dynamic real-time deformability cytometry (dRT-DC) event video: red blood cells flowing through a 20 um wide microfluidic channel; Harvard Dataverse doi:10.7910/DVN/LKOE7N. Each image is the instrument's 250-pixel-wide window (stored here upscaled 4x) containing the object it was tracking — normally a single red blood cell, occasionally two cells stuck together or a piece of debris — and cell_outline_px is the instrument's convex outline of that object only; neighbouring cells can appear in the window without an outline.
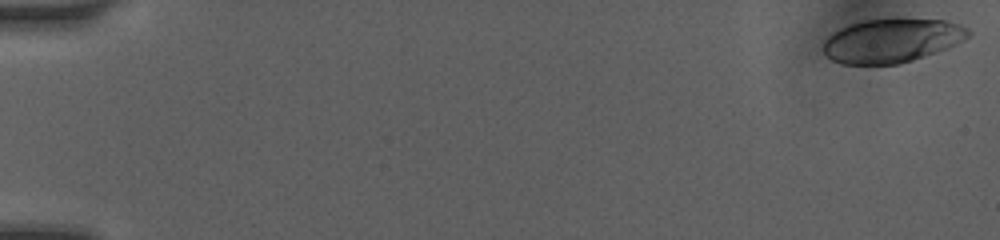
{"species": "human", "species_latin": "Homo sapiens", "temperature_condition": "room temperature", "stored_images_in_passage": 14, "camera_frame_rate_fps": 3000, "um_per_image_px": 0.085, "donor": {"sex": "female"}, "frame": {"image": 1, "passage_image": 1, "time_ms": 0.0, "image_size_px": [1000, 240], "cell_outline_px": [[972, 32], [968, 36], [944, 48], [924, 56], [900, 64], [840, 64], [832, 60], [824, 52], [824, 40], [832, 32], [840, 28], [864, 20], [896, 16], [944, 20], [960, 24], [968, 28]], "centroid_in_image_um": [75.78, 3.4], "position_along_channel_um": 9.2, "area_um2": 37.45}}
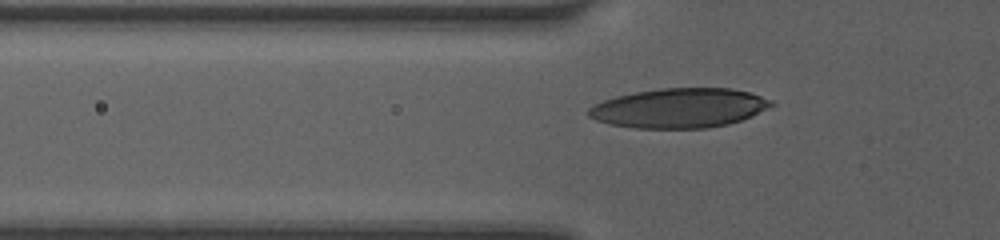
{"frame": {"image": 2, "passage_image": 14, "time_ms": 5.667, "image_size_px": [1000, 240], "cell_outline_px": [[776, 104], [740, 120], [728, 124], [704, 128], [636, 128], [612, 124], [596, 120], [588, 116], [588, 108], [604, 100], [616, 96], [636, 92], [660, 88], [732, 88], [748, 92], [772, 100]], "centroid_in_image_um": [57.73, 9.18], "position_along_channel_um": 68.1, "area_um2": 41.73}}